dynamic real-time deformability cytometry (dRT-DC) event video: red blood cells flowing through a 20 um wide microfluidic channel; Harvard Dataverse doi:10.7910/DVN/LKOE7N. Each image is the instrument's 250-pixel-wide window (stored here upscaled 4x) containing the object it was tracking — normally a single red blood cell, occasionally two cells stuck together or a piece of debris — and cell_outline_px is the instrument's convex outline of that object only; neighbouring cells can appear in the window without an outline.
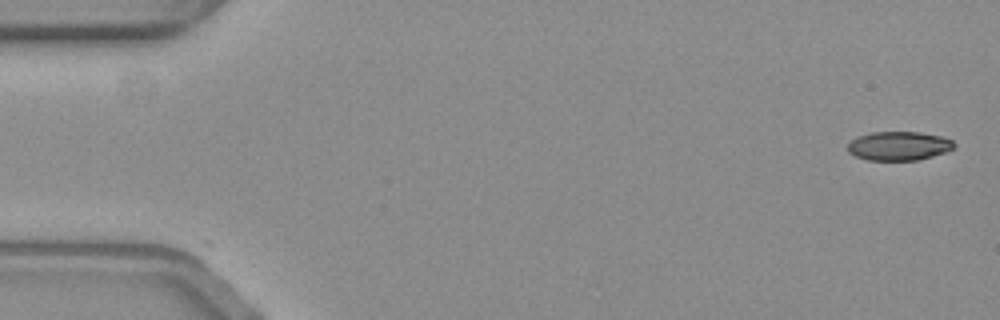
{"species": "common noctule bat (a hibernating species)", "species_latin": "Nyctalus noctula", "temperature_condition": "warm", "stored_images_in_passage": 50, "camera_frame_rate_fps": 3000, "um_per_image_px": 0.085, "animal": {"sex": "female", "body_mass_g": 19.3, "forearm_length_mm": 54.1}, "frame": {"image": 1, "passage_image": 1, "time_ms": 0.0, "image_size_px": [1000, 320], "cell_outline_px": [[956, 144], [952, 148], [944, 152], [932, 156], [916, 160], [868, 160], [856, 156], [848, 152], [848, 144], [856, 136], [872, 132], [920, 132], [940, 136], [952, 140]], "centroid_in_image_um": [76.37, 12.39], "position_along_channel_um": 8.6, "area_um2": 17.8}}
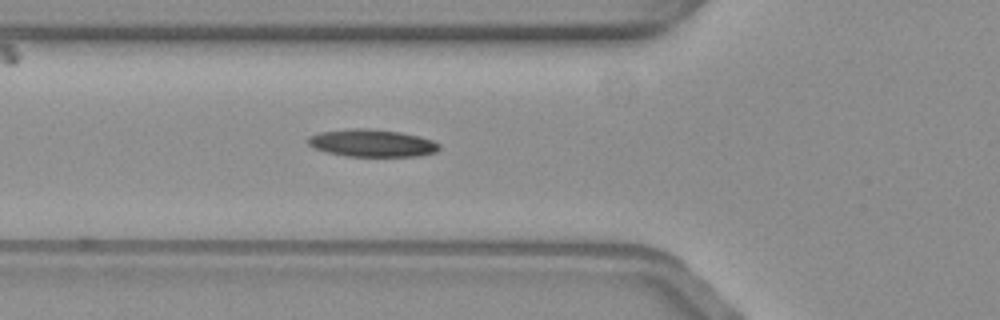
{"frame": {"image": 2, "passage_image": 20, "time_ms": 6.333, "image_size_px": [1000, 320], "cell_outline_px": [[440, 148], [436, 152], [420, 156], [344, 156], [324, 152], [308, 144], [308, 136], [320, 132], [348, 128], [368, 128], [400, 132], [432, 140], [440, 144]], "centroid_in_image_um": [31.6, 12.16], "position_along_channel_um": 94.2, "area_um2": 21.04}}
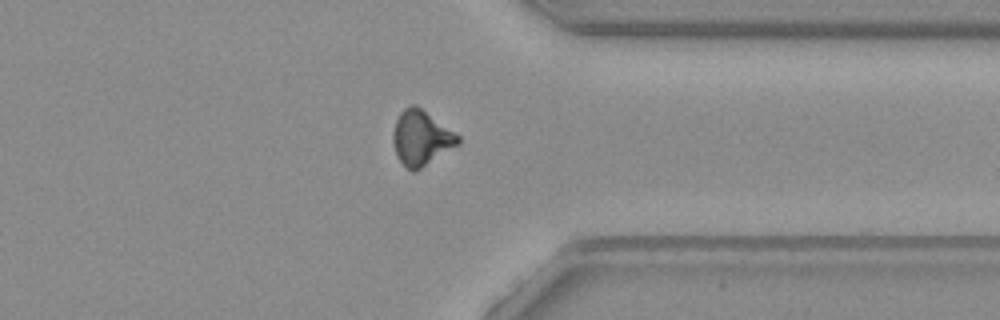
{"frame": {"image": 3, "passage_image": 44, "time_ms": 14.333, "image_size_px": [1000, 320], "cell_outline_px": [[460, 144], [416, 172], [412, 172], [400, 160], [396, 152], [392, 140], [392, 136], [396, 120], [400, 112], [404, 108], [412, 104], [416, 104], [460, 136]], "centroid_in_image_um": [35.81, 11.73], "position_along_channel_um": 375.6, "area_um2": 20.81}}